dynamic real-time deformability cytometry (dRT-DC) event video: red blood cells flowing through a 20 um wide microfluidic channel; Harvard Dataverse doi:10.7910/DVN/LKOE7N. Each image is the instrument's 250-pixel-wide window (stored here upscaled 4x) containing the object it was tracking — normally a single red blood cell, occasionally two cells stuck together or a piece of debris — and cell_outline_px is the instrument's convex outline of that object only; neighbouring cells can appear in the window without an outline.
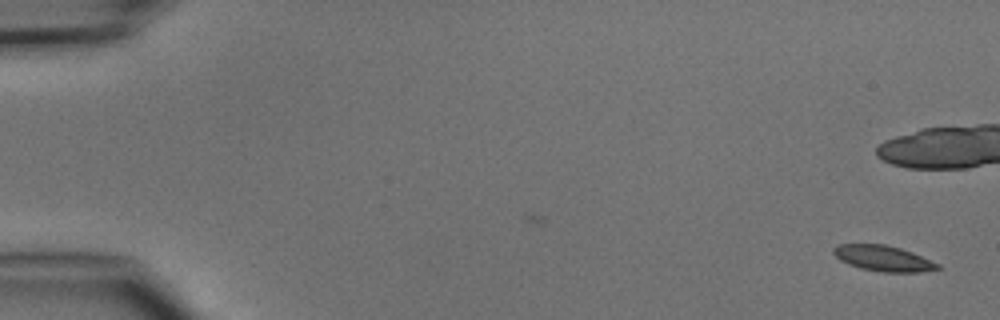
{"species": "common noctule bat (a hibernating species)", "species_latin": "Nyctalus noctula", "temperature_condition": "cold", "stored_images_in_passage": 2, "camera_frame_rate_fps": 3000, "um_per_image_px": 0.085, "animal": {"sex": "male", "body_mass_g": 15.6}, "frame": {"image": 1, "passage_image": 2, "time_ms": 1.333, "image_size_px": [1000, 320], "cell_outline_px": [[940, 268], [920, 272], [884, 272], [860, 268], [848, 264], [840, 260], [832, 252], [832, 248], [836, 244], [884, 244], [900, 248], [912, 252], [940, 264]], "centroid_in_image_um": [75.05, 21.95], "position_along_channel_um": 10.0, "area_um2": 15.55}}